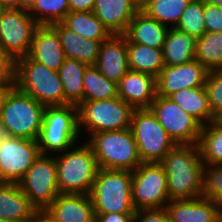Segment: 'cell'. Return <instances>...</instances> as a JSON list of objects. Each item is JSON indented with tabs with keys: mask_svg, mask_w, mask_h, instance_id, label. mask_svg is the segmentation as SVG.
Masks as SVG:
<instances>
[{
	"mask_svg": "<svg viewBox=\"0 0 222 222\" xmlns=\"http://www.w3.org/2000/svg\"><path fill=\"white\" fill-rule=\"evenodd\" d=\"M160 163L167 174L169 201L202 196L204 163L198 144L176 145Z\"/></svg>",
	"mask_w": 222,
	"mask_h": 222,
	"instance_id": "1",
	"label": "cell"
},
{
	"mask_svg": "<svg viewBox=\"0 0 222 222\" xmlns=\"http://www.w3.org/2000/svg\"><path fill=\"white\" fill-rule=\"evenodd\" d=\"M95 214H134L132 172L99 168L89 193Z\"/></svg>",
	"mask_w": 222,
	"mask_h": 222,
	"instance_id": "2",
	"label": "cell"
},
{
	"mask_svg": "<svg viewBox=\"0 0 222 222\" xmlns=\"http://www.w3.org/2000/svg\"><path fill=\"white\" fill-rule=\"evenodd\" d=\"M44 110V105L15 87L0 114V134L37 141Z\"/></svg>",
	"mask_w": 222,
	"mask_h": 222,
	"instance_id": "3",
	"label": "cell"
},
{
	"mask_svg": "<svg viewBox=\"0 0 222 222\" xmlns=\"http://www.w3.org/2000/svg\"><path fill=\"white\" fill-rule=\"evenodd\" d=\"M16 87L42 105H65V95L58 72L32 60L28 55L16 60Z\"/></svg>",
	"mask_w": 222,
	"mask_h": 222,
	"instance_id": "4",
	"label": "cell"
},
{
	"mask_svg": "<svg viewBox=\"0 0 222 222\" xmlns=\"http://www.w3.org/2000/svg\"><path fill=\"white\" fill-rule=\"evenodd\" d=\"M87 142L99 168L133 172L142 163L130 128L91 134Z\"/></svg>",
	"mask_w": 222,
	"mask_h": 222,
	"instance_id": "5",
	"label": "cell"
},
{
	"mask_svg": "<svg viewBox=\"0 0 222 222\" xmlns=\"http://www.w3.org/2000/svg\"><path fill=\"white\" fill-rule=\"evenodd\" d=\"M56 156L60 194H89L99 166L88 143Z\"/></svg>",
	"mask_w": 222,
	"mask_h": 222,
	"instance_id": "6",
	"label": "cell"
},
{
	"mask_svg": "<svg viewBox=\"0 0 222 222\" xmlns=\"http://www.w3.org/2000/svg\"><path fill=\"white\" fill-rule=\"evenodd\" d=\"M78 107L72 104L46 106L37 142L40 153L65 152L79 136Z\"/></svg>",
	"mask_w": 222,
	"mask_h": 222,
	"instance_id": "7",
	"label": "cell"
},
{
	"mask_svg": "<svg viewBox=\"0 0 222 222\" xmlns=\"http://www.w3.org/2000/svg\"><path fill=\"white\" fill-rule=\"evenodd\" d=\"M130 129L142 163H160L176 146L150 109H134Z\"/></svg>",
	"mask_w": 222,
	"mask_h": 222,
	"instance_id": "8",
	"label": "cell"
},
{
	"mask_svg": "<svg viewBox=\"0 0 222 222\" xmlns=\"http://www.w3.org/2000/svg\"><path fill=\"white\" fill-rule=\"evenodd\" d=\"M134 109L119 97L107 100L84 101L78 106L79 127L91 134L128 129Z\"/></svg>",
	"mask_w": 222,
	"mask_h": 222,
	"instance_id": "9",
	"label": "cell"
},
{
	"mask_svg": "<svg viewBox=\"0 0 222 222\" xmlns=\"http://www.w3.org/2000/svg\"><path fill=\"white\" fill-rule=\"evenodd\" d=\"M18 185L37 211L43 213L60 194L55 157L40 154Z\"/></svg>",
	"mask_w": 222,
	"mask_h": 222,
	"instance_id": "10",
	"label": "cell"
},
{
	"mask_svg": "<svg viewBox=\"0 0 222 222\" xmlns=\"http://www.w3.org/2000/svg\"><path fill=\"white\" fill-rule=\"evenodd\" d=\"M132 201L135 210L166 206L167 174L161 163H141L132 172Z\"/></svg>",
	"mask_w": 222,
	"mask_h": 222,
	"instance_id": "11",
	"label": "cell"
},
{
	"mask_svg": "<svg viewBox=\"0 0 222 222\" xmlns=\"http://www.w3.org/2000/svg\"><path fill=\"white\" fill-rule=\"evenodd\" d=\"M39 26L27 10L5 8L0 16V46L15 61L29 55Z\"/></svg>",
	"mask_w": 222,
	"mask_h": 222,
	"instance_id": "12",
	"label": "cell"
},
{
	"mask_svg": "<svg viewBox=\"0 0 222 222\" xmlns=\"http://www.w3.org/2000/svg\"><path fill=\"white\" fill-rule=\"evenodd\" d=\"M149 109L176 145L198 144L202 125L170 98L157 95Z\"/></svg>",
	"mask_w": 222,
	"mask_h": 222,
	"instance_id": "13",
	"label": "cell"
},
{
	"mask_svg": "<svg viewBox=\"0 0 222 222\" xmlns=\"http://www.w3.org/2000/svg\"><path fill=\"white\" fill-rule=\"evenodd\" d=\"M40 154L36 140L0 134V182L18 183Z\"/></svg>",
	"mask_w": 222,
	"mask_h": 222,
	"instance_id": "14",
	"label": "cell"
},
{
	"mask_svg": "<svg viewBox=\"0 0 222 222\" xmlns=\"http://www.w3.org/2000/svg\"><path fill=\"white\" fill-rule=\"evenodd\" d=\"M208 73L196 59L177 66H165L156 77L157 95L169 97L181 89L204 87Z\"/></svg>",
	"mask_w": 222,
	"mask_h": 222,
	"instance_id": "15",
	"label": "cell"
},
{
	"mask_svg": "<svg viewBox=\"0 0 222 222\" xmlns=\"http://www.w3.org/2000/svg\"><path fill=\"white\" fill-rule=\"evenodd\" d=\"M41 214L49 222H95L96 220L89 194H59Z\"/></svg>",
	"mask_w": 222,
	"mask_h": 222,
	"instance_id": "16",
	"label": "cell"
},
{
	"mask_svg": "<svg viewBox=\"0 0 222 222\" xmlns=\"http://www.w3.org/2000/svg\"><path fill=\"white\" fill-rule=\"evenodd\" d=\"M118 97L133 109H149L157 97L156 77L128 70L118 84Z\"/></svg>",
	"mask_w": 222,
	"mask_h": 222,
	"instance_id": "17",
	"label": "cell"
},
{
	"mask_svg": "<svg viewBox=\"0 0 222 222\" xmlns=\"http://www.w3.org/2000/svg\"><path fill=\"white\" fill-rule=\"evenodd\" d=\"M95 66L108 80L119 84L129 70L127 40L123 34H112L102 42Z\"/></svg>",
	"mask_w": 222,
	"mask_h": 222,
	"instance_id": "18",
	"label": "cell"
},
{
	"mask_svg": "<svg viewBox=\"0 0 222 222\" xmlns=\"http://www.w3.org/2000/svg\"><path fill=\"white\" fill-rule=\"evenodd\" d=\"M169 222H214L222 208L210 199L198 197L188 200H172L165 206Z\"/></svg>",
	"mask_w": 222,
	"mask_h": 222,
	"instance_id": "19",
	"label": "cell"
},
{
	"mask_svg": "<svg viewBox=\"0 0 222 222\" xmlns=\"http://www.w3.org/2000/svg\"><path fill=\"white\" fill-rule=\"evenodd\" d=\"M28 56L54 71H58L66 59L59 36L50 25L36 29Z\"/></svg>",
	"mask_w": 222,
	"mask_h": 222,
	"instance_id": "20",
	"label": "cell"
},
{
	"mask_svg": "<svg viewBox=\"0 0 222 222\" xmlns=\"http://www.w3.org/2000/svg\"><path fill=\"white\" fill-rule=\"evenodd\" d=\"M139 10L133 0H96L92 12L111 34H124Z\"/></svg>",
	"mask_w": 222,
	"mask_h": 222,
	"instance_id": "21",
	"label": "cell"
},
{
	"mask_svg": "<svg viewBox=\"0 0 222 222\" xmlns=\"http://www.w3.org/2000/svg\"><path fill=\"white\" fill-rule=\"evenodd\" d=\"M39 215L18 183L0 182L1 220H38Z\"/></svg>",
	"mask_w": 222,
	"mask_h": 222,
	"instance_id": "22",
	"label": "cell"
},
{
	"mask_svg": "<svg viewBox=\"0 0 222 222\" xmlns=\"http://www.w3.org/2000/svg\"><path fill=\"white\" fill-rule=\"evenodd\" d=\"M168 30V26L149 17L140 9L130 21L123 35L127 42L163 49Z\"/></svg>",
	"mask_w": 222,
	"mask_h": 222,
	"instance_id": "23",
	"label": "cell"
},
{
	"mask_svg": "<svg viewBox=\"0 0 222 222\" xmlns=\"http://www.w3.org/2000/svg\"><path fill=\"white\" fill-rule=\"evenodd\" d=\"M58 34L67 58H72L87 65H95L103 41L84 39L61 22L50 25Z\"/></svg>",
	"mask_w": 222,
	"mask_h": 222,
	"instance_id": "24",
	"label": "cell"
},
{
	"mask_svg": "<svg viewBox=\"0 0 222 222\" xmlns=\"http://www.w3.org/2000/svg\"><path fill=\"white\" fill-rule=\"evenodd\" d=\"M197 39L175 27H169L163 45L165 66H177L195 59Z\"/></svg>",
	"mask_w": 222,
	"mask_h": 222,
	"instance_id": "25",
	"label": "cell"
},
{
	"mask_svg": "<svg viewBox=\"0 0 222 222\" xmlns=\"http://www.w3.org/2000/svg\"><path fill=\"white\" fill-rule=\"evenodd\" d=\"M168 98L179 105L186 113H189L202 126L217 120L210 110L207 92L204 87L181 89Z\"/></svg>",
	"mask_w": 222,
	"mask_h": 222,
	"instance_id": "26",
	"label": "cell"
},
{
	"mask_svg": "<svg viewBox=\"0 0 222 222\" xmlns=\"http://www.w3.org/2000/svg\"><path fill=\"white\" fill-rule=\"evenodd\" d=\"M129 70L157 77L165 67L162 49L127 42Z\"/></svg>",
	"mask_w": 222,
	"mask_h": 222,
	"instance_id": "27",
	"label": "cell"
},
{
	"mask_svg": "<svg viewBox=\"0 0 222 222\" xmlns=\"http://www.w3.org/2000/svg\"><path fill=\"white\" fill-rule=\"evenodd\" d=\"M88 65L78 60L67 58L59 68L58 76L62 82L65 105L79 106L83 98V76Z\"/></svg>",
	"mask_w": 222,
	"mask_h": 222,
	"instance_id": "28",
	"label": "cell"
},
{
	"mask_svg": "<svg viewBox=\"0 0 222 222\" xmlns=\"http://www.w3.org/2000/svg\"><path fill=\"white\" fill-rule=\"evenodd\" d=\"M61 23L84 39L104 41L112 35L93 12L69 11Z\"/></svg>",
	"mask_w": 222,
	"mask_h": 222,
	"instance_id": "29",
	"label": "cell"
},
{
	"mask_svg": "<svg viewBox=\"0 0 222 222\" xmlns=\"http://www.w3.org/2000/svg\"><path fill=\"white\" fill-rule=\"evenodd\" d=\"M84 101L107 100L118 97V84L108 80L95 65H88L83 76Z\"/></svg>",
	"mask_w": 222,
	"mask_h": 222,
	"instance_id": "30",
	"label": "cell"
},
{
	"mask_svg": "<svg viewBox=\"0 0 222 222\" xmlns=\"http://www.w3.org/2000/svg\"><path fill=\"white\" fill-rule=\"evenodd\" d=\"M198 147L204 165H222V125L217 120L202 126Z\"/></svg>",
	"mask_w": 222,
	"mask_h": 222,
	"instance_id": "31",
	"label": "cell"
},
{
	"mask_svg": "<svg viewBox=\"0 0 222 222\" xmlns=\"http://www.w3.org/2000/svg\"><path fill=\"white\" fill-rule=\"evenodd\" d=\"M195 59L208 71L222 69V32H205L197 38Z\"/></svg>",
	"mask_w": 222,
	"mask_h": 222,
	"instance_id": "32",
	"label": "cell"
},
{
	"mask_svg": "<svg viewBox=\"0 0 222 222\" xmlns=\"http://www.w3.org/2000/svg\"><path fill=\"white\" fill-rule=\"evenodd\" d=\"M190 2L191 0H148L140 9L159 23L166 26L172 23L175 27Z\"/></svg>",
	"mask_w": 222,
	"mask_h": 222,
	"instance_id": "33",
	"label": "cell"
},
{
	"mask_svg": "<svg viewBox=\"0 0 222 222\" xmlns=\"http://www.w3.org/2000/svg\"><path fill=\"white\" fill-rule=\"evenodd\" d=\"M69 11L68 0H35L28 12L40 26H45L61 22Z\"/></svg>",
	"mask_w": 222,
	"mask_h": 222,
	"instance_id": "34",
	"label": "cell"
},
{
	"mask_svg": "<svg viewBox=\"0 0 222 222\" xmlns=\"http://www.w3.org/2000/svg\"><path fill=\"white\" fill-rule=\"evenodd\" d=\"M203 9L204 0H191L175 28L186 32L196 39L200 38L206 32Z\"/></svg>",
	"mask_w": 222,
	"mask_h": 222,
	"instance_id": "35",
	"label": "cell"
},
{
	"mask_svg": "<svg viewBox=\"0 0 222 222\" xmlns=\"http://www.w3.org/2000/svg\"><path fill=\"white\" fill-rule=\"evenodd\" d=\"M207 166L204 165L202 197L214 201L222 208V165Z\"/></svg>",
	"mask_w": 222,
	"mask_h": 222,
	"instance_id": "36",
	"label": "cell"
},
{
	"mask_svg": "<svg viewBox=\"0 0 222 222\" xmlns=\"http://www.w3.org/2000/svg\"><path fill=\"white\" fill-rule=\"evenodd\" d=\"M204 88L210 110L218 119L222 115V69L209 71Z\"/></svg>",
	"mask_w": 222,
	"mask_h": 222,
	"instance_id": "37",
	"label": "cell"
},
{
	"mask_svg": "<svg viewBox=\"0 0 222 222\" xmlns=\"http://www.w3.org/2000/svg\"><path fill=\"white\" fill-rule=\"evenodd\" d=\"M203 12L206 32H222V8L204 0Z\"/></svg>",
	"mask_w": 222,
	"mask_h": 222,
	"instance_id": "38",
	"label": "cell"
},
{
	"mask_svg": "<svg viewBox=\"0 0 222 222\" xmlns=\"http://www.w3.org/2000/svg\"><path fill=\"white\" fill-rule=\"evenodd\" d=\"M132 222H169L166 208L135 210Z\"/></svg>",
	"mask_w": 222,
	"mask_h": 222,
	"instance_id": "39",
	"label": "cell"
},
{
	"mask_svg": "<svg viewBox=\"0 0 222 222\" xmlns=\"http://www.w3.org/2000/svg\"><path fill=\"white\" fill-rule=\"evenodd\" d=\"M16 61L0 46V83H15Z\"/></svg>",
	"mask_w": 222,
	"mask_h": 222,
	"instance_id": "40",
	"label": "cell"
},
{
	"mask_svg": "<svg viewBox=\"0 0 222 222\" xmlns=\"http://www.w3.org/2000/svg\"><path fill=\"white\" fill-rule=\"evenodd\" d=\"M95 215V222H132L134 214L109 213Z\"/></svg>",
	"mask_w": 222,
	"mask_h": 222,
	"instance_id": "41",
	"label": "cell"
},
{
	"mask_svg": "<svg viewBox=\"0 0 222 222\" xmlns=\"http://www.w3.org/2000/svg\"><path fill=\"white\" fill-rule=\"evenodd\" d=\"M96 0H68L70 11L92 12Z\"/></svg>",
	"mask_w": 222,
	"mask_h": 222,
	"instance_id": "42",
	"label": "cell"
},
{
	"mask_svg": "<svg viewBox=\"0 0 222 222\" xmlns=\"http://www.w3.org/2000/svg\"><path fill=\"white\" fill-rule=\"evenodd\" d=\"M16 87V83H0V114L10 92Z\"/></svg>",
	"mask_w": 222,
	"mask_h": 222,
	"instance_id": "43",
	"label": "cell"
},
{
	"mask_svg": "<svg viewBox=\"0 0 222 222\" xmlns=\"http://www.w3.org/2000/svg\"><path fill=\"white\" fill-rule=\"evenodd\" d=\"M35 0H17L16 8L29 11L34 5Z\"/></svg>",
	"mask_w": 222,
	"mask_h": 222,
	"instance_id": "44",
	"label": "cell"
},
{
	"mask_svg": "<svg viewBox=\"0 0 222 222\" xmlns=\"http://www.w3.org/2000/svg\"><path fill=\"white\" fill-rule=\"evenodd\" d=\"M16 2L17 0H0V3L5 8H16Z\"/></svg>",
	"mask_w": 222,
	"mask_h": 222,
	"instance_id": "45",
	"label": "cell"
},
{
	"mask_svg": "<svg viewBox=\"0 0 222 222\" xmlns=\"http://www.w3.org/2000/svg\"><path fill=\"white\" fill-rule=\"evenodd\" d=\"M205 1L222 8V0H205Z\"/></svg>",
	"mask_w": 222,
	"mask_h": 222,
	"instance_id": "46",
	"label": "cell"
},
{
	"mask_svg": "<svg viewBox=\"0 0 222 222\" xmlns=\"http://www.w3.org/2000/svg\"><path fill=\"white\" fill-rule=\"evenodd\" d=\"M38 220H6V219H4V220H1L0 219V222H37Z\"/></svg>",
	"mask_w": 222,
	"mask_h": 222,
	"instance_id": "47",
	"label": "cell"
},
{
	"mask_svg": "<svg viewBox=\"0 0 222 222\" xmlns=\"http://www.w3.org/2000/svg\"><path fill=\"white\" fill-rule=\"evenodd\" d=\"M141 8L148 0H133Z\"/></svg>",
	"mask_w": 222,
	"mask_h": 222,
	"instance_id": "48",
	"label": "cell"
},
{
	"mask_svg": "<svg viewBox=\"0 0 222 222\" xmlns=\"http://www.w3.org/2000/svg\"><path fill=\"white\" fill-rule=\"evenodd\" d=\"M37 222H49V221L40 213Z\"/></svg>",
	"mask_w": 222,
	"mask_h": 222,
	"instance_id": "49",
	"label": "cell"
},
{
	"mask_svg": "<svg viewBox=\"0 0 222 222\" xmlns=\"http://www.w3.org/2000/svg\"><path fill=\"white\" fill-rule=\"evenodd\" d=\"M214 222H222V214Z\"/></svg>",
	"mask_w": 222,
	"mask_h": 222,
	"instance_id": "50",
	"label": "cell"
},
{
	"mask_svg": "<svg viewBox=\"0 0 222 222\" xmlns=\"http://www.w3.org/2000/svg\"><path fill=\"white\" fill-rule=\"evenodd\" d=\"M4 9H5V7L0 3V16H1V13Z\"/></svg>",
	"mask_w": 222,
	"mask_h": 222,
	"instance_id": "51",
	"label": "cell"
},
{
	"mask_svg": "<svg viewBox=\"0 0 222 222\" xmlns=\"http://www.w3.org/2000/svg\"><path fill=\"white\" fill-rule=\"evenodd\" d=\"M217 121L222 125V115L217 119Z\"/></svg>",
	"mask_w": 222,
	"mask_h": 222,
	"instance_id": "52",
	"label": "cell"
}]
</instances>
